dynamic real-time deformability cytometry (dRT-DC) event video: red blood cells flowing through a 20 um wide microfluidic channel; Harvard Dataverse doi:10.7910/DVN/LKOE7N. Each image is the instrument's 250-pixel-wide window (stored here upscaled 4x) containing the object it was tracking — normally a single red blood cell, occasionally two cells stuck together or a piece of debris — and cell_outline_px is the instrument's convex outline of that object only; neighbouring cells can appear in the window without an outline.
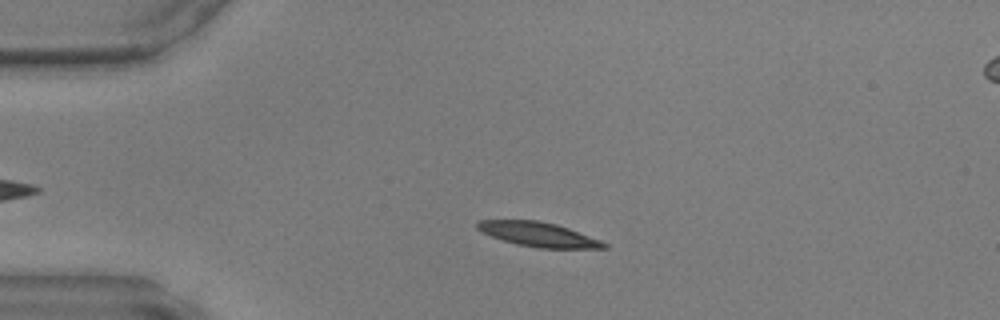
{"species": "common noctule bat (a hibernating species)", "species_latin": "Nyctalus noctula", "temperature_condition": "warm", "stored_images_in_passage": 46, "camera_frame_rate_fps": 3000, "um_per_image_px": 0.085, "animal": {"sex": "male", "body_mass_g": 17.9, "forearm_length_mm": 54.2}, "frame": {"image": 1, "passage_image": 9, "time_ms": 2.667, "image_size_px": [1000, 320], "cell_outline_px": [[608, 248], [536, 248], [516, 244], [480, 232], [476, 228], [476, 224], [480, 220], [536, 220], [556, 224], [568, 228], [600, 240], [608, 244]], "centroid_in_image_um": [45.74, 19.92], "position_along_channel_um": 39.3, "area_um2": 17.92}}
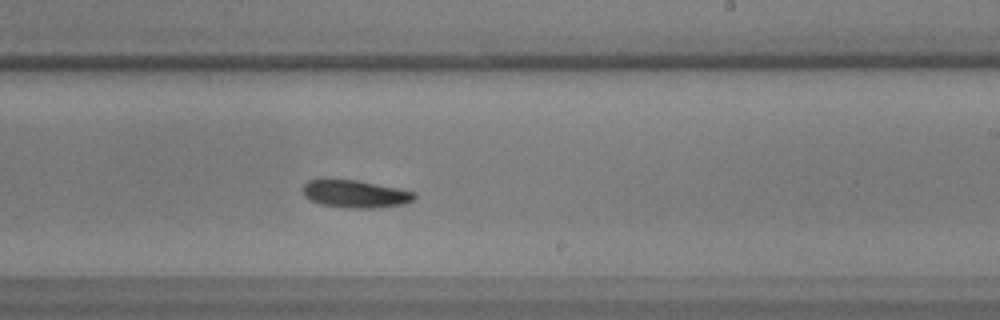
{"frame": {"image": 2, "passage_image": 27, "time_ms": 8.667, "image_size_px": [1000, 320], "cell_outline_px": [[416, 200], [404, 204], [372, 208], [348, 208], [320, 204], [304, 196], [304, 184], [308, 180], [356, 180], [400, 188], [416, 192]], "centroid_in_image_um": [30.27, 16.49], "position_along_channel_um": 258.7, "area_um2": 17.86}}
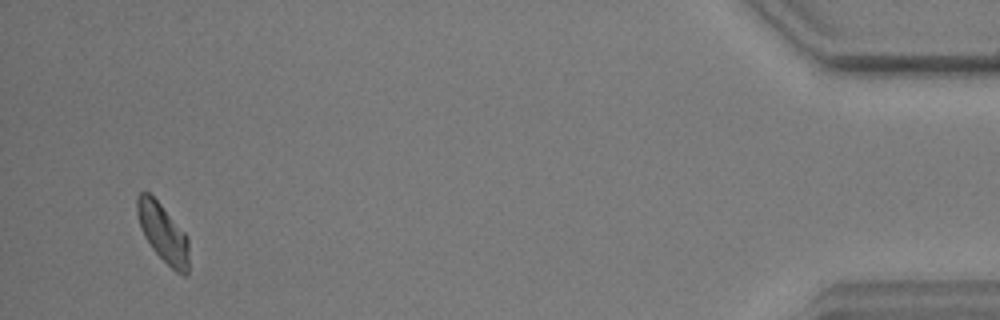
{"frame": {"image": 3, "passage_image": 44, "time_ms": 14.333, "image_size_px": [1000, 320], "cell_outline_px": [[188, 272], [184, 276], [176, 272], [152, 248], [144, 236], [140, 228], [136, 212], [136, 196], [140, 192], [148, 192], [160, 204], [188, 236]], "centroid_in_image_um": [13.83, 19.79], "position_along_channel_um": 421.4, "area_um2": 17.51}}